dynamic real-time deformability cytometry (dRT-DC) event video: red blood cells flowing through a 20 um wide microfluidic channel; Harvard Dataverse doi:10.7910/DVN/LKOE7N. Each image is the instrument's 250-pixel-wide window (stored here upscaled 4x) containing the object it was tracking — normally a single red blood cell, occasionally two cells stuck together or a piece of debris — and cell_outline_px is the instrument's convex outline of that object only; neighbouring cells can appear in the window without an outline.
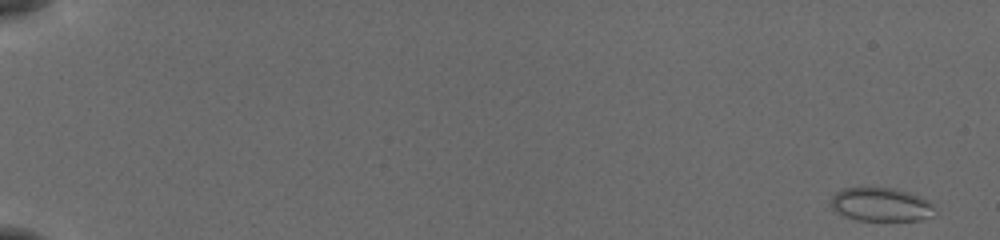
{"species": "common noctule bat (a hibernating species)", "species_latin": "Nyctalus noctula", "temperature_condition": "cold", "stored_images_in_passage": 54, "camera_frame_rate_fps": 3000, "um_per_image_px": 0.085, "animal": {"sex": "female", "body_mass_g": 19.5, "forearm_length_mm": 54.1}, "frame": {"image": 1, "passage_image": 1, "time_ms": 0.0, "image_size_px": [1000, 240], "cell_outline_px": [[932, 208], [920, 220], [856, 220], [836, 212], [832, 208], [832, 196], [836, 192], [844, 188], [892, 188], [908, 192], [928, 200]], "centroid_in_image_um": [74.78, 17.37], "position_along_channel_um": 10.2, "area_um2": 19.59}}
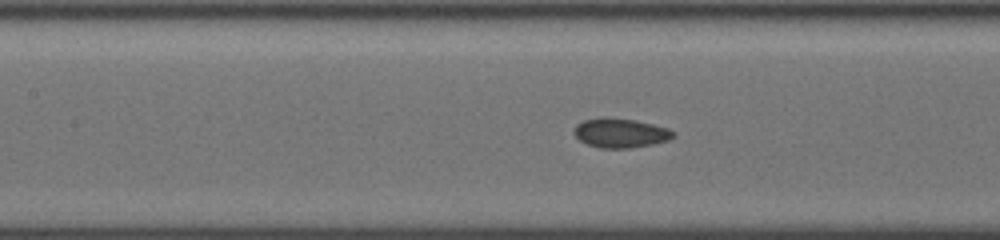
{"frame": {"image": 2, "passage_image": 27, "time_ms": 8.667, "image_size_px": [1000, 240], "cell_outline_px": [[676, 136], [668, 140], [652, 144], [628, 148], [600, 148], [588, 144], [580, 140], [572, 132], [576, 124], [584, 120], [604, 116], [636, 120], [668, 128], [676, 132]], "centroid_in_image_um": [52.74, 11.29], "position_along_channel_um": 154.7, "area_um2": 17.11}}
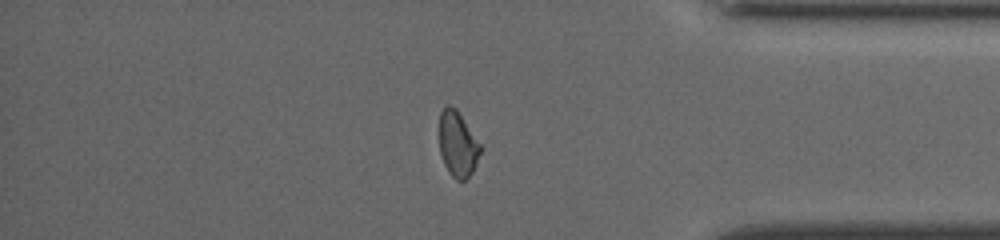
{"frame": {"image": 3, "passage_image": 47, "time_ms": 15.333, "image_size_px": [1000, 240], "cell_outline_px": [[484, 148], [472, 172], [464, 180], [456, 180], [448, 172], [444, 164], [440, 152], [440, 112], [448, 104], [456, 108]], "centroid_in_image_um": [38.93, 12.25], "position_along_channel_um": 396.3, "area_um2": 15.78}, "authors_computed_cell_mechanics": {"area_um2": 17.1377, "velocity_mm_per_s": 3.8631, "shape_relaxation_time_tau1_ms": 7.4946, "shape_relaxation_time_tau2_ms": 1.7444, "deformation_change_tau1": 0.1007, "deformation_change_tau2": 0.0447}}